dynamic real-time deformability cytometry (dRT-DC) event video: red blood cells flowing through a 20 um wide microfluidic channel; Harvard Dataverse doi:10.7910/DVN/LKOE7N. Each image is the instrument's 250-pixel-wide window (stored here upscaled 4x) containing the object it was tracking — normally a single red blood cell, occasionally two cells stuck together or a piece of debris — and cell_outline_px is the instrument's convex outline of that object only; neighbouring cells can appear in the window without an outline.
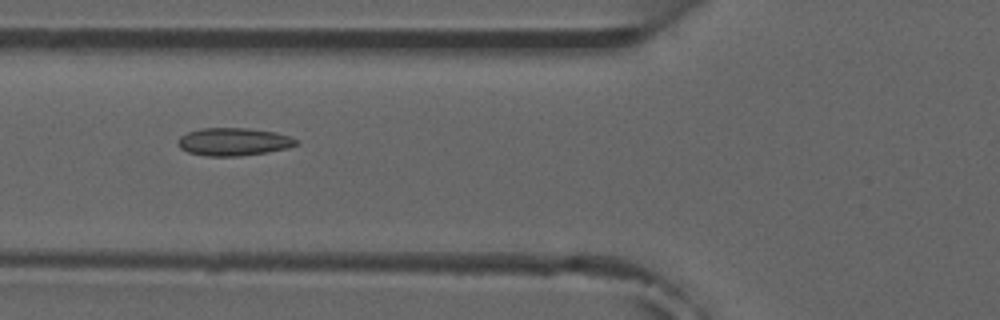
{"species": "common noctule bat (a hibernating species)", "species_latin": "Nyctalus noctula", "temperature_condition": "room temperature", "stored_images_in_passage": 8, "camera_frame_rate_fps": 3000, "um_per_image_px": 0.085, "animal": {"sex": "male", "forearm_length_mm": 52.5}, "frame": {"image": 1, "passage_image": 6, "time_ms": 5.667, "image_size_px": [1000, 320], "cell_outline_px": [[300, 144], [288, 148], [268, 152], [240, 156], [204, 156], [188, 152], [180, 148], [176, 144], [176, 140], [180, 136], [188, 132], [200, 128], [248, 128], [276, 132], [292, 136], [300, 140]], "centroid_in_image_um": [19.88, 12.05], "position_along_channel_um": 105.9, "area_um2": 19.59}}
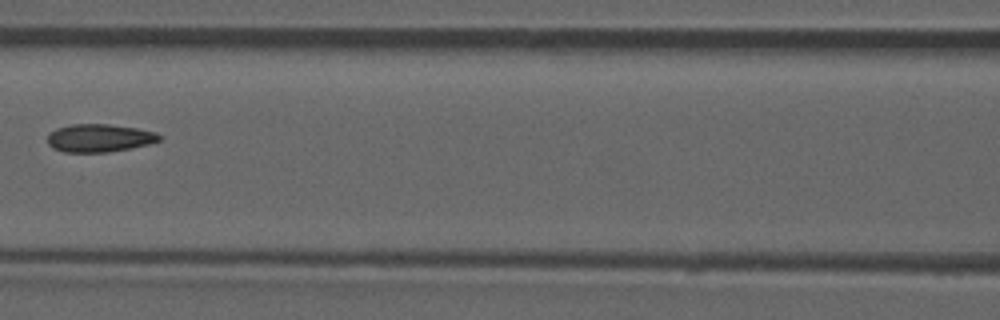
{"frame": {"image": 2, "passage_image": 7, "time_ms": 7.0, "image_size_px": [1000, 320], "cell_outline_px": [[160, 140], [148, 144], [108, 152], [64, 152], [52, 148], [48, 144], [48, 136], [56, 128], [72, 124], [108, 124], [136, 128], [156, 132], [160, 136]], "centroid_in_image_um": [8.42, 11.73], "position_along_channel_um": 158.2, "area_um2": 18.03}}